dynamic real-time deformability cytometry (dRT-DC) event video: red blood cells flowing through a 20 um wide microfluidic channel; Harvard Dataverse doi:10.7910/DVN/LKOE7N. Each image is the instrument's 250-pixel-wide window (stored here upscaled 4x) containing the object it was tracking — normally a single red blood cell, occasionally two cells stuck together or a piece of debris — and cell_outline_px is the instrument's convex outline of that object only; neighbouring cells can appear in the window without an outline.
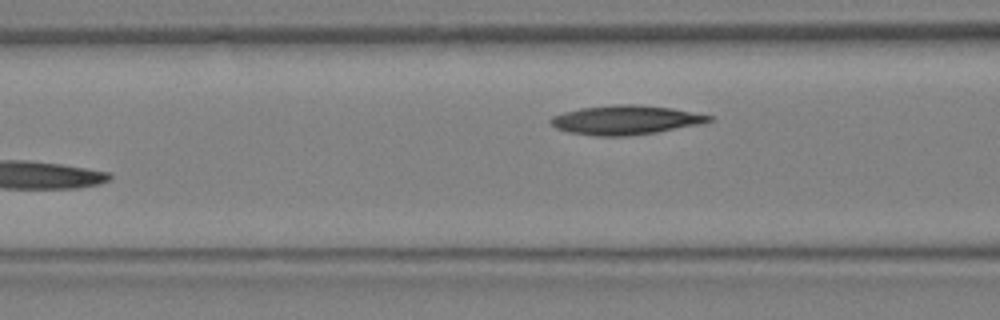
{"species": "Egyptian fruit bat (a non-hibernating species)", "species_latin": "Rousettus aegyptiacus", "temperature_condition": "warm", "stored_images_in_passage": 8, "segment_of_instrument_passage": [2, 2], "camera_frame_rate_fps": 3000, "um_per_image_px": 0.085, "animal": {"sex": "female"}, "frame": {"image": 1, "passage_image": 8, "time_ms": 2.333, "image_size_px": [1000, 320], "cell_outline_px": [[712, 120], [704, 124], [656, 132], [628, 136], [596, 136], [568, 132], [556, 128], [548, 120], [552, 116], [564, 112], [580, 108], [612, 104], [636, 104], [672, 108], [712, 116]], "centroid_in_image_um": [53.17, 10.2], "position_along_channel_um": 113.4, "area_um2": 27.05}}